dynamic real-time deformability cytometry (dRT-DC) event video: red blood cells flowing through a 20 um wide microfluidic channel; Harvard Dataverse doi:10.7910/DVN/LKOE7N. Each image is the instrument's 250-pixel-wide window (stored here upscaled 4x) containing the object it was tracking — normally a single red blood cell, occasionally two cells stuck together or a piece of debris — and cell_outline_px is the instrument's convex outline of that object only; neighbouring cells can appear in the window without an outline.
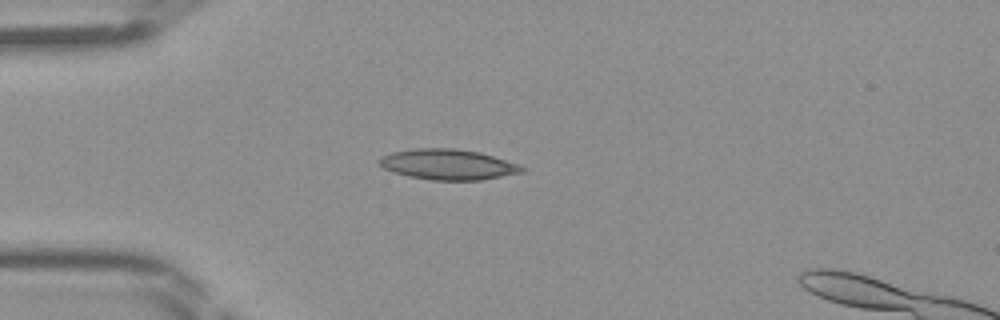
{"species": "Egyptian fruit bat (a non-hibernating species)", "species_latin": "Rousettus aegyptiacus", "temperature_condition": "room temperature", "stored_images_in_passage": 34, "camera_frame_rate_fps": 3000, "um_per_image_px": 0.085, "frame": {"image": 1, "passage_image": 1, "time_ms": 0.0, "image_size_px": [1000, 320], "cell_outline_px": [[528, 168], [524, 172], [480, 180], [432, 180], [408, 176], [384, 168], [376, 160], [380, 156], [392, 152], [416, 148], [456, 148], [480, 152], [520, 164]], "centroid_in_image_um": [38.11, 13.97], "position_along_channel_um": 46.9, "area_um2": 25.49}}
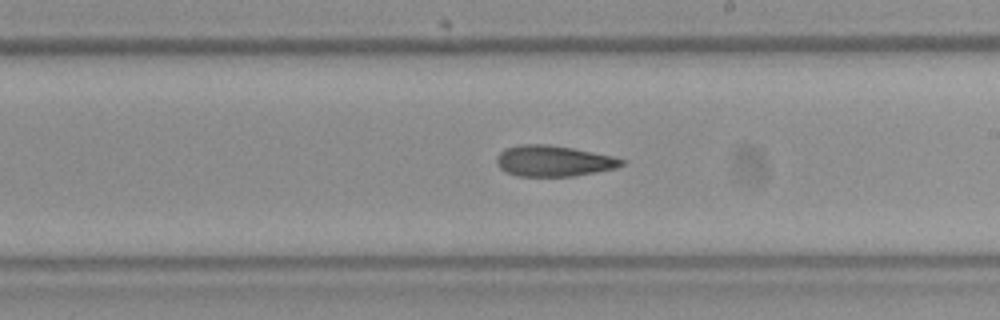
{"frame": {"image": 2, "passage_image": 15, "time_ms": 4.667, "image_size_px": [1000, 320], "cell_outline_px": [[628, 160], [624, 164], [616, 168], [596, 172], [572, 176], [516, 176], [504, 172], [496, 164], [496, 156], [504, 148], [520, 144], [548, 144], [572, 148], [612, 156]], "centroid_in_image_um": [47.02, 13.68], "position_along_channel_um": 242.0, "area_um2": 22.72}}
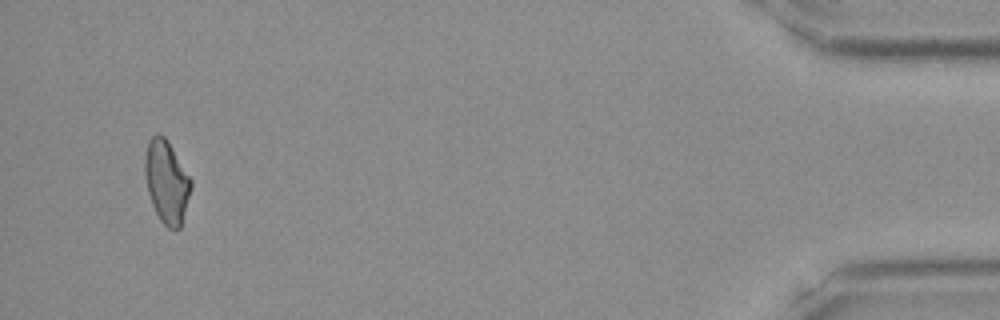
{"frame": {"image": 3, "passage_image": 32, "time_ms": 10.333, "image_size_px": [1000, 320], "cell_outline_px": [[192, 188], [180, 228], [176, 232], [168, 228], [160, 220], [152, 204], [148, 192], [144, 172], [144, 156], [148, 140], [156, 132], [160, 132], [168, 140], [192, 180]], "centroid_in_image_um": [14.16, 15.42], "position_along_channel_um": 421.0, "area_um2": 22.6}}